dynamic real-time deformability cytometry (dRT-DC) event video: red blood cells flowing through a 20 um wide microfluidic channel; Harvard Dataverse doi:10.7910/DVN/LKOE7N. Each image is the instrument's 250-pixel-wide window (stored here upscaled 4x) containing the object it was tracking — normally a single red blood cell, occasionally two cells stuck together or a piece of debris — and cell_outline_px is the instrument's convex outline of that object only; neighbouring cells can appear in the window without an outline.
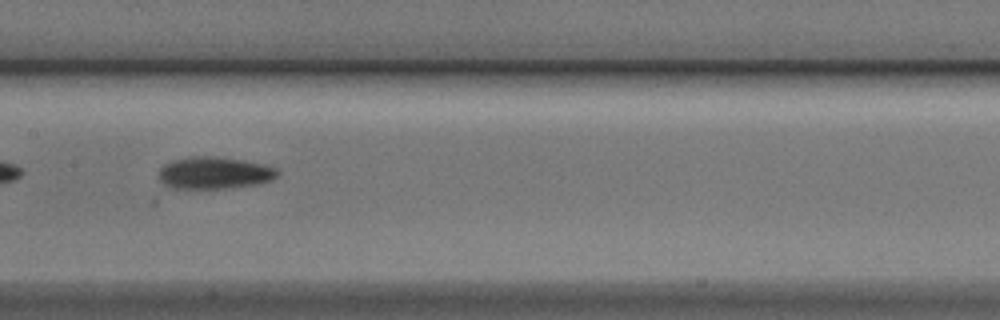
{"species": "Egyptian fruit bat (a non-hibernating species)", "species_latin": "Rousettus aegyptiacus", "temperature_condition": "cold", "stored_images_in_passage": 21, "camera_frame_rate_fps": 3000, "um_per_image_px": 0.085, "animal": {"sex": "male"}, "frame": {"image": 1, "passage_image": 12, "time_ms": 3.667, "image_size_px": [1000, 320], "cell_outline_px": [[280, 172], [272, 180], [260, 184], [232, 188], [168, 188], [160, 180], [160, 168], [164, 164], [172, 160], [192, 156], [212, 156], [244, 160], [264, 164], [276, 168]], "centroid_in_image_um": [18.25, 14.7], "position_along_channel_um": 189.2, "area_um2": 22.37}}
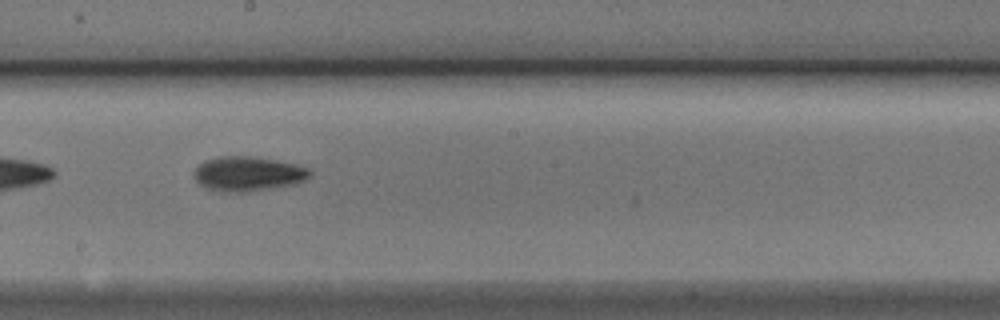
{"frame": {"image": 2, "passage_image": 15, "time_ms": 4.667, "image_size_px": [1000, 320], "cell_outline_px": [[312, 176], [304, 180], [292, 184], [248, 192], [220, 192], [208, 188], [200, 184], [196, 180], [196, 168], [204, 160], [220, 156], [248, 156], [296, 164], [308, 168], [312, 172]], "centroid_in_image_um": [21.09, 14.77], "position_along_channel_um": 227.1, "area_um2": 23.06}}